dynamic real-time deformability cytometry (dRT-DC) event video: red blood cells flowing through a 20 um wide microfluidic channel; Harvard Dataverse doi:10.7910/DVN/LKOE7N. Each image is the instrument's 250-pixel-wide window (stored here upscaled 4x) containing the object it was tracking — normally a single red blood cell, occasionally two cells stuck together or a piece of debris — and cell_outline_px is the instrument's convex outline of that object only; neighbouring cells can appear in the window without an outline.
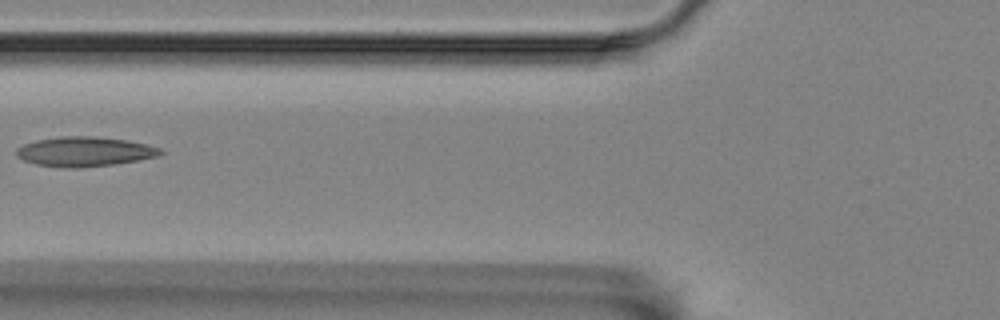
{"species": "Egyptian fruit bat (a non-hibernating species)", "species_latin": "Rousettus aegyptiacus", "temperature_condition": "room temperature", "stored_images_in_passage": 2, "camera_frame_rate_fps": 3000, "um_per_image_px": 0.085, "animal": {"sex": "female"}, "frame": {"image": 1, "passage_image": 2, "time_ms": 0.333, "image_size_px": [1000, 320], "cell_outline_px": [[164, 152], [156, 156], [136, 160], [112, 164], [76, 168], [72, 168], [36, 164], [24, 160], [16, 156], [16, 148], [24, 144], [36, 140], [60, 136], [96, 136], [124, 140], [144, 144], [160, 148]], "centroid_in_image_um": [7.13, 12.87], "position_along_channel_um": 118.7, "area_um2": 24.51}}